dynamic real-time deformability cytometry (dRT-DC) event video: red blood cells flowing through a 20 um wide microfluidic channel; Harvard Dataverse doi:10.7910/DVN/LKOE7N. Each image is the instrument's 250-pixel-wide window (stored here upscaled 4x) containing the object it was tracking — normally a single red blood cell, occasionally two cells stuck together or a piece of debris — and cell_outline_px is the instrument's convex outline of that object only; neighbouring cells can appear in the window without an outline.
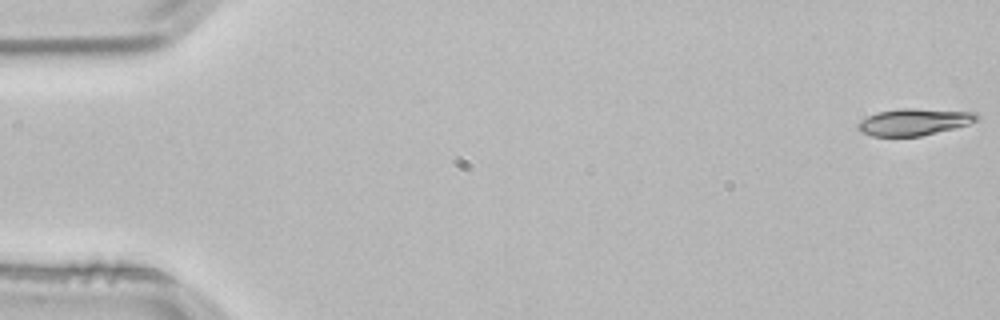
{"species": "common noctule bat (a hibernating species)", "species_latin": "Nyctalus noctula", "temperature_condition": "room temperature", "stored_images_in_passage": 53, "camera_frame_rate_fps": 3000, "um_per_image_px": 0.085, "animal": {"sex": "male", "body_mass_g": 21.5, "forearm_length_mm": 52.0}, "frame": {"image": 1, "passage_image": 1, "time_ms": 0.0, "image_size_px": [1000, 320], "cell_outline_px": [[980, 120], [968, 124], [920, 136], [872, 136], [860, 132], [856, 128], [856, 124], [860, 120], [876, 112], [900, 108], [916, 108], [976, 112], [980, 116]], "centroid_in_image_um": [77.67, 10.35], "position_along_channel_um": 7.3, "area_um2": 18.73}}
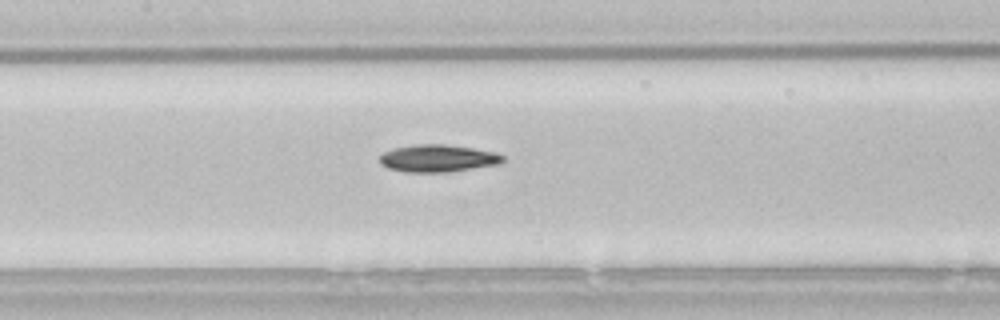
{"frame": {"image": 2, "passage_image": 25, "time_ms": 8.0, "image_size_px": [1000, 320], "cell_outline_px": [[504, 160], [500, 164], [448, 172], [404, 172], [388, 168], [380, 164], [380, 156], [384, 152], [392, 148], [416, 144], [444, 144], [472, 148], [496, 152], [504, 156]], "centroid_in_image_um": [37.21, 13.46], "position_along_channel_um": 170.2, "area_um2": 19.71}}
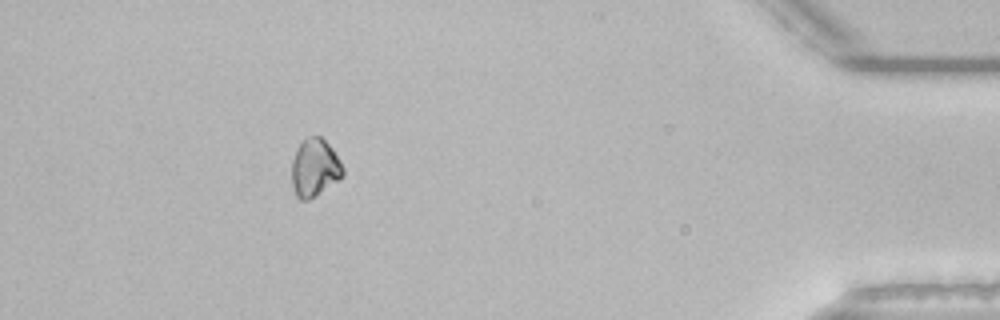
{"frame": {"image": 3, "passage_image": 48, "time_ms": 15.667, "image_size_px": [1000, 320], "cell_outline_px": [[344, 176], [308, 200], [300, 200], [296, 196], [292, 184], [292, 160], [296, 148], [308, 136], [320, 136], [332, 148], [340, 160], [344, 168]], "centroid_in_image_um": [26.75, 14.25], "position_along_channel_um": 408.5, "area_um2": 17.17}, "authors_computed_cell_mechanics": {"area_um2": 18.6116, "velocity_mm_per_s": 3.8389, "shape_relaxation_time_tau1_ms": 3.7484, "shape_relaxation_time_tau2_ms": null, "deformation_change_tau1": 0.0833, "deformation_change_tau2": null}}